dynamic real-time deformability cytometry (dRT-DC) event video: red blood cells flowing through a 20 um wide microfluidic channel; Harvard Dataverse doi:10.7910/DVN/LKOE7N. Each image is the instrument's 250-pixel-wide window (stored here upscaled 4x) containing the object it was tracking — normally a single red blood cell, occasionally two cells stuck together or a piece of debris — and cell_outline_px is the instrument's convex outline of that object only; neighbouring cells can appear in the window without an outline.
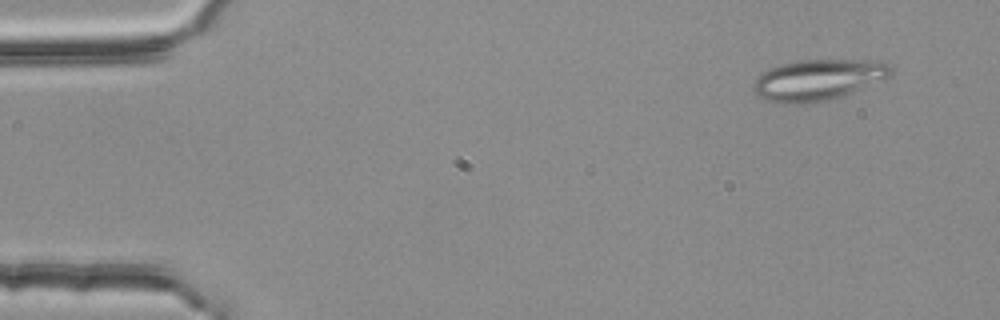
{"species": "common noctule bat (a hibernating species)", "species_latin": "Nyctalus noctula", "temperature_condition": "room temperature", "stored_images_in_passage": 54, "camera_frame_rate_fps": 3000, "um_per_image_px": 0.085, "animal": {"sex": "female", "body_mass_g": 25.1}, "frame": {"image": 1, "passage_image": 4, "time_ms": 1.0, "image_size_px": [1000, 320], "cell_outline_px": [[892, 76], [884, 80], [840, 96], [824, 100], [804, 104], [768, 100], [756, 96], [752, 92], [752, 84], [764, 72], [780, 64], [800, 60], [884, 60], [892, 68]], "centroid_in_image_um": [69.58, 6.76], "position_along_channel_um": 15.4, "area_um2": 32.6}}
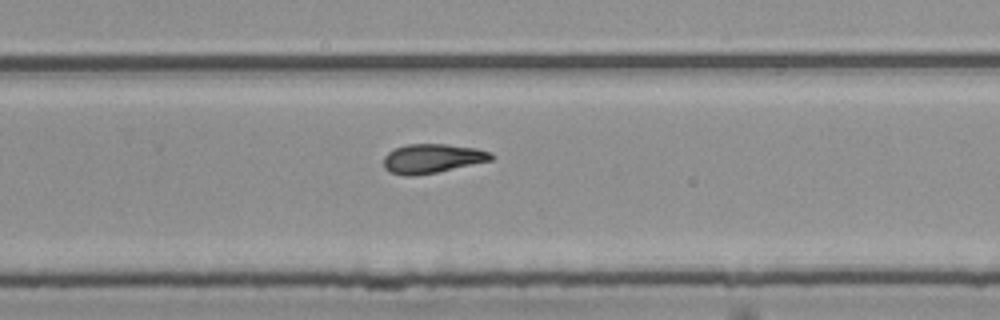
{"frame": {"image": 2, "passage_image": 35, "time_ms": 11.333, "image_size_px": [1000, 320], "cell_outline_px": [[496, 156], [492, 160], [436, 172], [416, 176], [404, 176], [392, 172], [384, 168], [384, 156], [388, 152], [396, 148], [408, 144], [444, 144], [476, 148], [492, 152]], "centroid_in_image_um": [36.76, 13.47], "position_along_channel_um": 293.0, "area_um2": 18.26}}
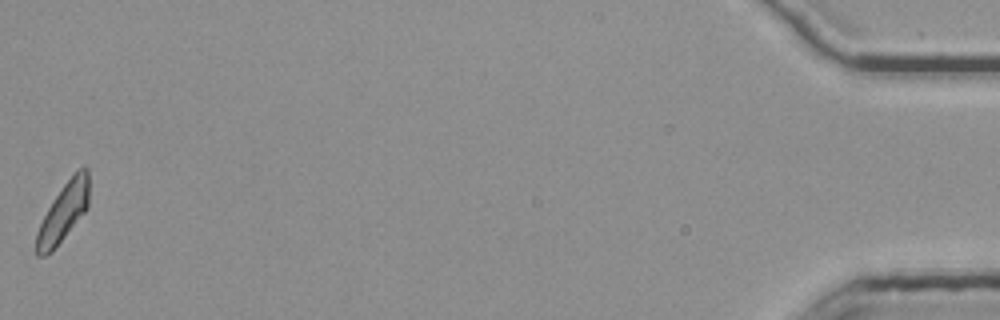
{"frame": {"image": 3, "passage_image": 54, "time_ms": 17.667, "image_size_px": [1000, 320], "cell_outline_px": [[88, 208], [52, 252], [44, 256], [36, 256], [36, 232], [48, 208], [64, 184], [76, 168], [84, 164], [88, 168]], "centroid_in_image_um": [5.4, 18.01], "position_along_channel_um": 429.8, "area_um2": 17.92}, "authors_computed_cell_mechanics": {"area_um2": 18.4093, "velocity_mm_per_s": 3.7558, "shape_relaxation_time_tau1_ms": null, "shape_relaxation_time_tau2_ms": 4.0253, "deformation_change_tau1": null, "deformation_change_tau2": 0.115}}